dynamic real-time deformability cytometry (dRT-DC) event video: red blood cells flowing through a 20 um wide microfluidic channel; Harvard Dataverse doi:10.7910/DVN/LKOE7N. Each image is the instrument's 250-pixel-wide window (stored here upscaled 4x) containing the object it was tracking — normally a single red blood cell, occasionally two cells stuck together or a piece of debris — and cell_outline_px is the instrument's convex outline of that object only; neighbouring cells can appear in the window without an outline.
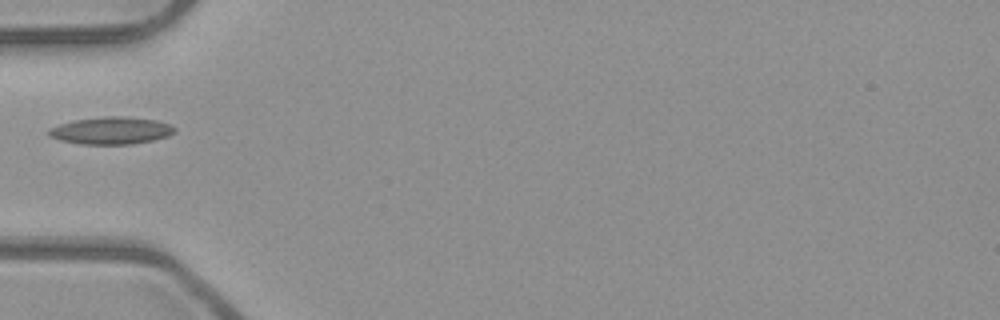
{"species": "common noctule bat (a hibernating species)", "species_latin": "Nyctalus noctula", "temperature_condition": "room temperature", "stored_images_in_passage": 3, "camera_frame_rate_fps": 3000, "um_per_image_px": 0.085, "animal": {"sex": "male", "body_mass_g": 23.1, "forearm_length_mm": 52.7}, "frame": {"image": 1, "passage_image": 3, "time_ms": 0.667, "image_size_px": [1000, 320], "cell_outline_px": [[176, 132], [168, 136], [152, 140], [132, 144], [80, 144], [60, 140], [48, 136], [48, 132], [52, 128], [60, 124], [72, 120], [104, 116], [124, 116], [156, 120], [168, 124], [176, 128]], "centroid_in_image_um": [9.45, 11.09], "position_along_channel_um": 75.5, "area_um2": 20.0}}